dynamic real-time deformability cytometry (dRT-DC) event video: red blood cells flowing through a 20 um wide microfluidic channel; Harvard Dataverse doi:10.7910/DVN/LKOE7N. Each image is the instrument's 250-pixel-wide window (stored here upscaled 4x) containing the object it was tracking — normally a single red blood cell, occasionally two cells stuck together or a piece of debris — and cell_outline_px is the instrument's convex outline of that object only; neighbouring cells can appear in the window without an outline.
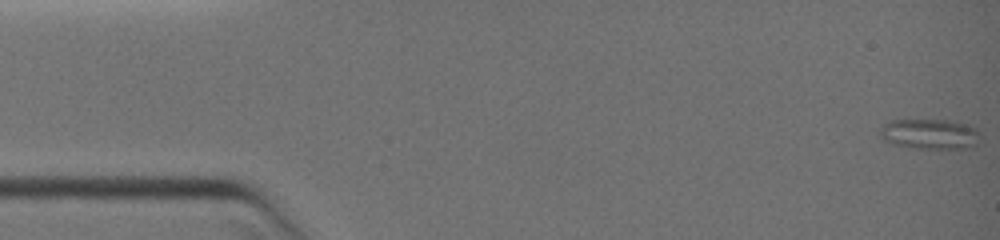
{"species": "common noctule bat (a hibernating species)", "species_latin": "Nyctalus noctula", "temperature_condition": "warm", "stored_images_in_passage": 10, "camera_frame_rate_fps": 3000, "um_per_image_px": 0.085, "animal": {"sex": "female", "body_mass_g": 19.0, "forearm_length_mm": 51.5}, "frame": {"image": 1, "passage_image": 1, "time_ms": 0.0, "image_size_px": [1000, 240], "cell_outline_px": [[976, 144], [964, 148], [916, 148], [892, 144], [884, 140], [880, 136], [880, 128], [884, 124], [892, 120], [948, 120], [968, 124], [976, 128]], "centroid_in_image_um": [78.96, 11.38], "position_along_channel_um": 6.0, "area_um2": 17.34}}
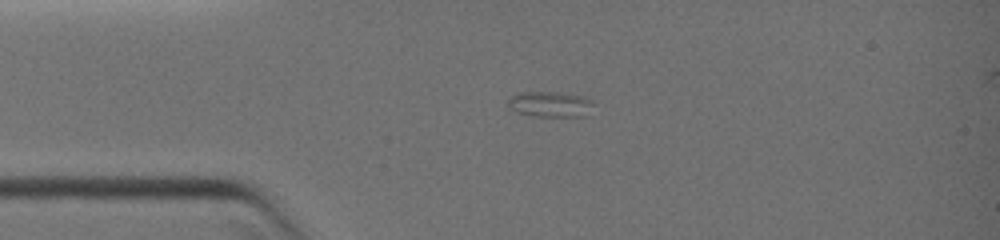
{"frame": {"image": 2, "passage_image": 5, "time_ms": 3.0, "image_size_px": [1000, 240], "cell_outline_px": [[592, 104], [584, 116], [532, 116], [516, 112], [508, 108], [504, 100], [516, 92], [560, 92], [584, 96], [592, 100]], "centroid_in_image_um": [46.64, 8.84], "position_along_channel_um": 38.4, "area_um2": 12.95}}